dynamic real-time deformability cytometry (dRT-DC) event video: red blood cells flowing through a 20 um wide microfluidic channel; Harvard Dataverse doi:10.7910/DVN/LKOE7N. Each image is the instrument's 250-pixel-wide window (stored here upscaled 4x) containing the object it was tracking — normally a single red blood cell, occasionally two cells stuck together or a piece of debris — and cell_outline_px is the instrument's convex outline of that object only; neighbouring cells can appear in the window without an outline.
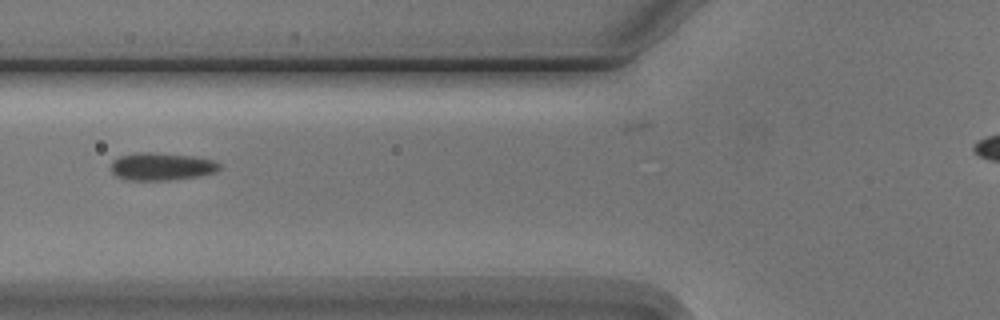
{"species": "Egyptian fruit bat (a non-hibernating species)", "species_latin": "Rousettus aegyptiacus", "temperature_condition": "cold", "stored_images_in_passage": 5, "camera_frame_rate_fps": 3000, "um_per_image_px": 0.085, "animal": {"sex": "male"}, "frame": {"image": 1, "passage_image": 5, "time_ms": 4.667, "image_size_px": [1000, 320], "cell_outline_px": [[220, 168], [212, 172], [196, 176], [168, 180], [128, 180], [116, 176], [112, 172], [112, 160], [120, 156], [140, 152], [152, 152], [192, 156], [212, 160], [220, 164]], "centroid_in_image_um": [13.68, 14.15], "position_along_channel_um": 112.1, "area_um2": 17.17}}